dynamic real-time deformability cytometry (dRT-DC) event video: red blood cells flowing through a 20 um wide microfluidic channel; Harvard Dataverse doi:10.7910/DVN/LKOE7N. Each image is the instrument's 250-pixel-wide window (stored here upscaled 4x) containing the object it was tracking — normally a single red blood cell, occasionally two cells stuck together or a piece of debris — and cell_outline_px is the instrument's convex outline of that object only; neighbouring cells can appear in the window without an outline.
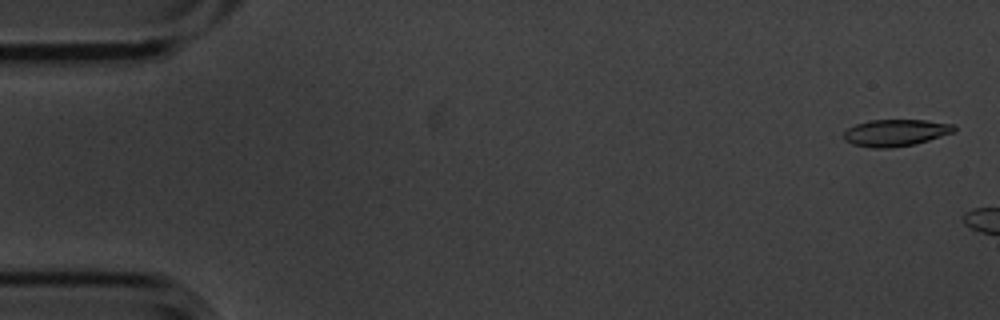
{"species": "common noctule bat (a hibernating species)", "species_latin": "Nyctalus noctula", "temperature_condition": "cold", "stored_images_in_passage": 5, "camera_frame_rate_fps": 3000, "um_per_image_px": 0.085, "animal": {"sex": "male", "body_mass_g": 20.1, "forearm_length_mm": 53.5}, "frame": {"image": 1, "passage_image": 1, "time_ms": 0.0, "image_size_px": [1000, 320], "cell_outline_px": [[956, 128], [952, 132], [916, 144], [892, 148], [872, 148], [852, 144], [844, 140], [844, 132], [848, 128], [856, 124], [872, 120], [924, 120], [956, 124]], "centroid_in_image_um": [76.11, 11.29], "position_along_channel_um": 8.9, "area_um2": 17.22}}